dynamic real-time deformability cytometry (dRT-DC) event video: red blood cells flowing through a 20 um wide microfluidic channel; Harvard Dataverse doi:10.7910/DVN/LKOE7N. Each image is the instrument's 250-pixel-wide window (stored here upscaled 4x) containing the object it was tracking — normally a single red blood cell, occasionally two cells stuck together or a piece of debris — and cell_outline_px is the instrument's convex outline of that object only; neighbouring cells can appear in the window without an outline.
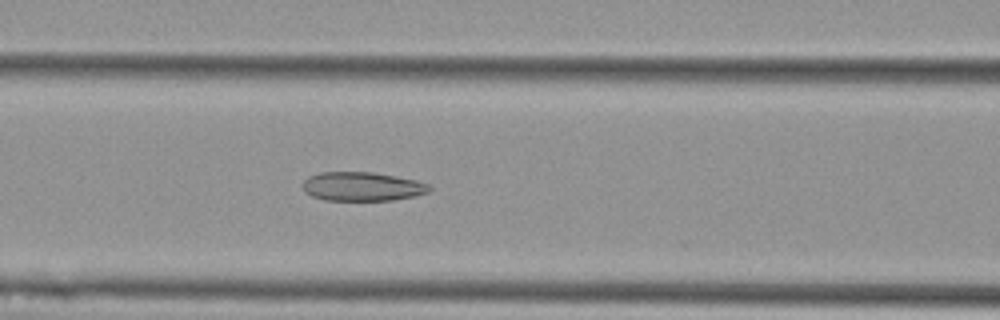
{"species": "Egyptian fruit bat (a non-hibernating species)", "species_latin": "Rousettus aegyptiacus", "temperature_condition": "cold", "stored_images_in_passage": 54, "camera_frame_rate_fps": 3000, "um_per_image_px": 0.085, "animal": {"sex": "female"}, "frame": {"image": 1, "passage_image": 23, "time_ms": 7.333, "image_size_px": [1000, 320], "cell_outline_px": [[432, 188], [428, 192], [416, 196], [392, 200], [324, 200], [312, 196], [304, 192], [304, 180], [308, 176], [320, 172], [372, 172], [416, 180], [428, 184]], "centroid_in_image_um": [30.78, 15.85], "position_along_channel_um": 135.8, "area_um2": 21.33}}
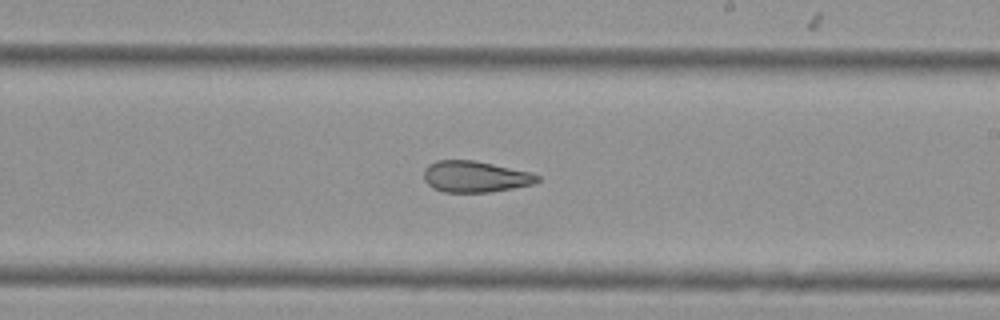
{"frame": {"image": 2, "passage_image": 32, "time_ms": 10.333, "image_size_px": [1000, 320], "cell_outline_px": [[540, 180], [532, 184], [492, 192], [444, 192], [432, 188], [424, 180], [424, 168], [428, 164], [436, 160], [476, 160], [532, 172], [540, 176]], "centroid_in_image_um": [40.38, 15.0], "position_along_channel_um": 248.6, "area_um2": 20.92}}
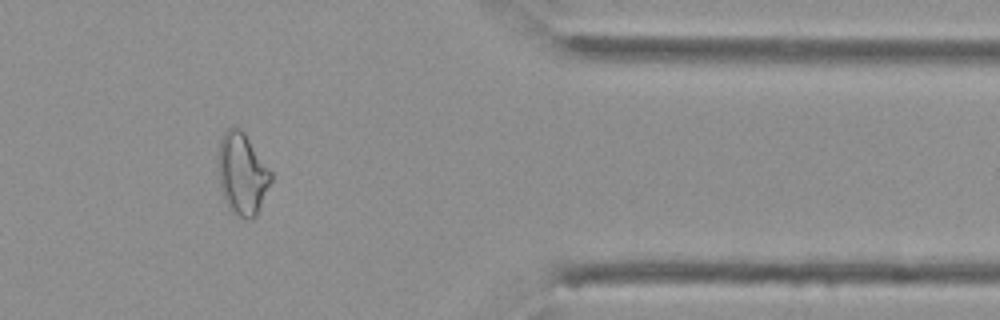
{"frame": {"image": 3, "passage_image": 45, "time_ms": 14.667, "image_size_px": [1000, 320], "cell_outline_px": [[272, 180], [256, 216], [252, 220], [244, 220], [232, 212], [228, 208], [224, 200], [220, 188], [216, 164], [216, 156], [220, 140], [224, 132], [228, 128], [236, 124], [244, 132], [272, 172]], "centroid_in_image_um": [20.55, 14.77], "position_along_channel_um": 390.9, "area_um2": 25.89}, "authors_computed_cell_mechanics": {"area_um2": 26.0389, "velocity_mm_per_s": 3.7717, "shape_relaxation_time_tau1_ms": null, "shape_relaxation_time_tau2_ms": 3.0185, "deformation_change_tau1": null, "deformation_change_tau2": 0.1068}}